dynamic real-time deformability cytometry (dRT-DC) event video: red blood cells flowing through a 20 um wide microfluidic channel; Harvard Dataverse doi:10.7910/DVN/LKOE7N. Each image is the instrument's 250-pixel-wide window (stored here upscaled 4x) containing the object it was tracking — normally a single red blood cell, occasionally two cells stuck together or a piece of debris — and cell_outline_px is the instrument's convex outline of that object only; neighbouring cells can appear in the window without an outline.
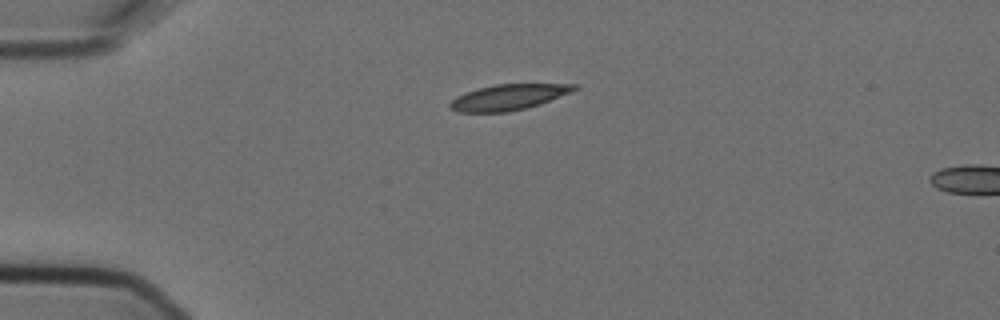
{"species": "Egyptian fruit bat (a non-hibernating species)", "species_latin": "Rousettus aegyptiacus", "temperature_condition": "cold", "stored_images_in_passage": 3, "camera_frame_rate_fps": 3000, "um_per_image_px": 0.085, "animal": {"sex": "female"}, "frame": {"image": 1, "passage_image": 1, "time_ms": 0.0, "image_size_px": [1000, 320], "cell_outline_px": [[580, 88], [540, 104], [528, 108], [508, 112], [456, 112], [448, 108], [448, 104], [456, 96], [480, 88], [496, 84], [580, 84]], "centroid_in_image_um": [43.22, 8.27], "position_along_channel_um": 41.8, "area_um2": 18.61}}